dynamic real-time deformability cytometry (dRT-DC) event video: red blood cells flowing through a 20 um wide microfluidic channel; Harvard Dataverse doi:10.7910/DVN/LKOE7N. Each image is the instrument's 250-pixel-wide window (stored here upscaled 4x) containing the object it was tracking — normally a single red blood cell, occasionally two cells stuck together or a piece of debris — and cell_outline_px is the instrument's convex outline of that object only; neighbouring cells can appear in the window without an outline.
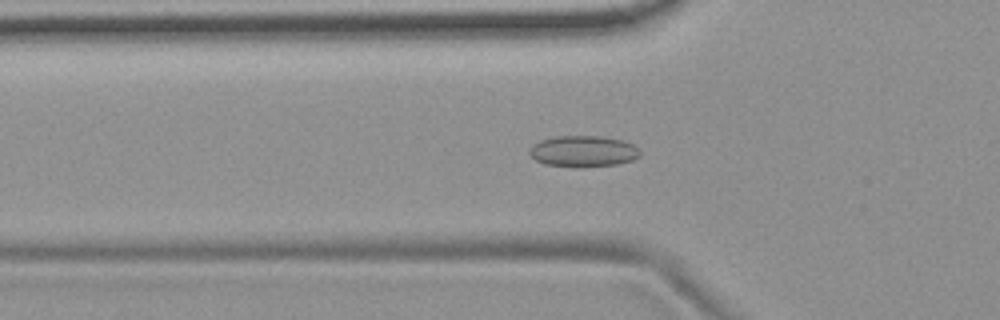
{"species": "common noctule bat (a hibernating species)", "species_latin": "Nyctalus noctula", "temperature_condition": "room temperature", "stored_images_in_passage": 39, "camera_frame_rate_fps": 3000, "um_per_image_px": 0.085, "animal": {"sex": "female", "body_mass_g": 19.9}, "frame": {"image": 1, "passage_image": 2, "time_ms": 0.333, "image_size_px": [1000, 320], "cell_outline_px": [[640, 156], [632, 160], [616, 164], [584, 168], [572, 168], [544, 164], [536, 160], [528, 152], [528, 148], [532, 144], [540, 140], [556, 136], [600, 136], [624, 140], [640, 148]], "centroid_in_image_um": [49.56, 12.87], "position_along_channel_um": 76.2, "area_um2": 20.58}}
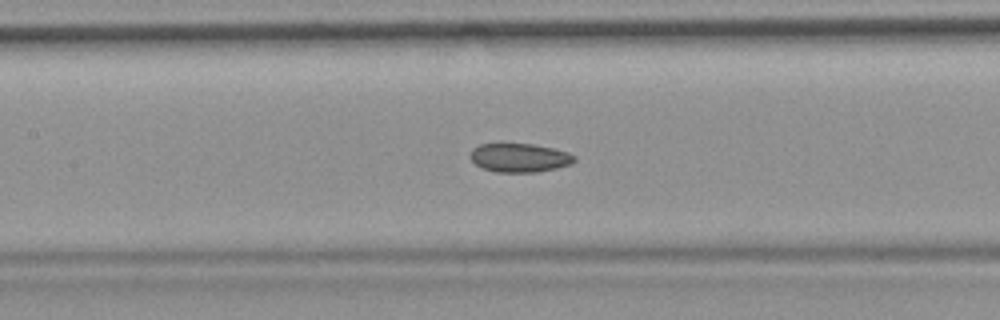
{"frame": {"image": 2, "passage_image": 9, "time_ms": 2.667, "image_size_px": [1000, 320], "cell_outline_px": [[576, 160], [572, 164], [556, 168], [536, 172], [496, 172], [484, 168], [476, 164], [468, 156], [472, 148], [480, 144], [500, 140], [532, 144], [552, 148], [568, 152], [576, 156]], "centroid_in_image_um": [44.11, 13.35], "position_along_channel_um": 163.3, "area_um2": 18.21}}
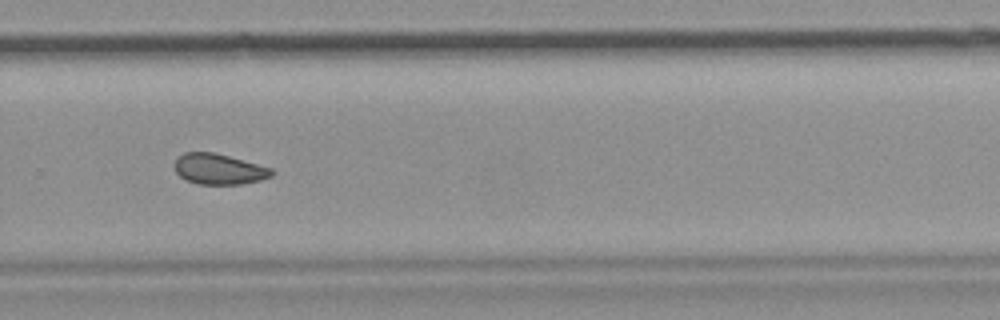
{"frame": {"image": 3, "passage_image": 21, "time_ms": 6.667, "image_size_px": [1000, 320], "cell_outline_px": [[276, 172], [272, 176], [260, 180], [240, 184], [196, 184], [180, 176], [176, 172], [176, 156], [184, 152], [212, 152], [228, 156], [272, 168]], "centroid_in_image_um": [18.62, 14.37], "position_along_channel_um": 311.2, "area_um2": 17.22}, "authors_computed_cell_mechanics": {"area_um2": 18.1492, "velocity_mm_per_s": 3.7071, "shape_relaxation_time_tau1_ms": null, "shape_relaxation_time_tau2_ms": 4.7066, "deformation_change_tau1": null, "deformation_change_tau2": 0.0843}}